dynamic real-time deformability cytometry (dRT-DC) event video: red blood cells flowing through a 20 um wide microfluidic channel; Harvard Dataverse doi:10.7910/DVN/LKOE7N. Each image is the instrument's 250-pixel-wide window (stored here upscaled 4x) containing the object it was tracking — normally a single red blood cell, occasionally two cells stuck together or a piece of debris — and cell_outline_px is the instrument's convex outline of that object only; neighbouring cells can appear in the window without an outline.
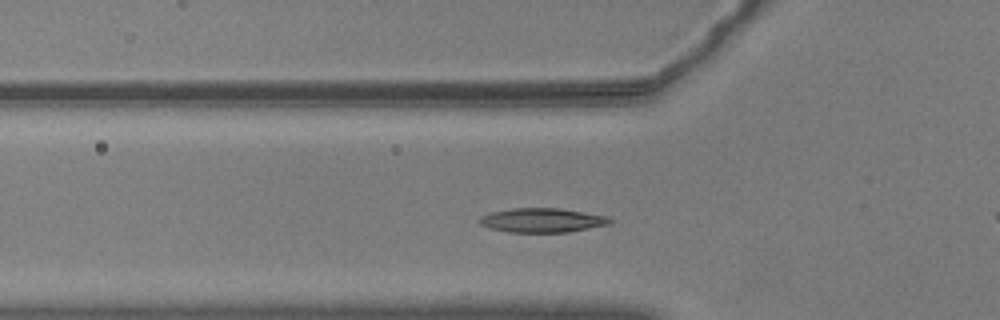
{"species": "common noctule bat (a hibernating species)", "species_latin": "Nyctalus noctula", "temperature_condition": "warm", "stored_images_in_passage": 51, "camera_frame_rate_fps": 3000, "um_per_image_px": 0.085, "animal": {"sex": "male", "body_mass_g": 20.5, "forearm_length_mm": 52.5}, "frame": {"image": 1, "passage_image": 13, "time_ms": 4.0, "image_size_px": [1000, 320], "cell_outline_px": [[612, 224], [568, 232], [508, 232], [492, 228], [480, 224], [476, 220], [480, 216], [492, 212], [512, 208], [560, 208], [608, 216], [612, 220]], "centroid_in_image_um": [46.1, 18.72], "position_along_channel_um": 79.7, "area_um2": 18.5}}
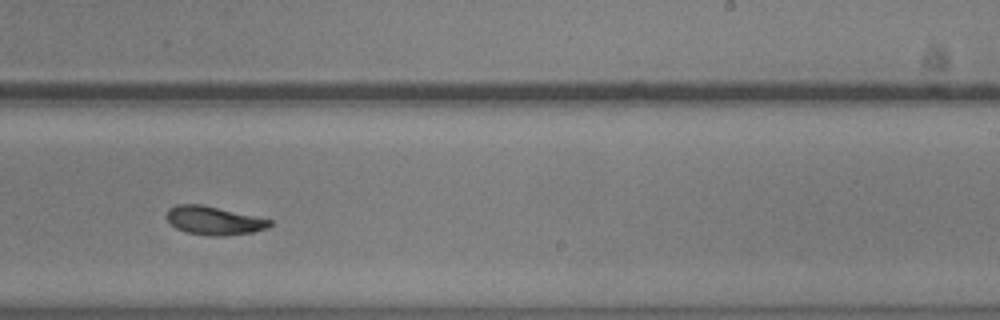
{"frame": {"image": 2, "passage_image": 29, "time_ms": 9.333, "image_size_px": [1000, 320], "cell_outline_px": [[272, 224], [268, 228], [252, 232], [224, 236], [208, 236], [188, 232], [176, 228], [168, 220], [168, 208], [176, 204], [200, 204], [272, 220]], "centroid_in_image_um": [18.19, 18.75], "position_along_channel_um": 270.8, "area_um2": 16.88}}
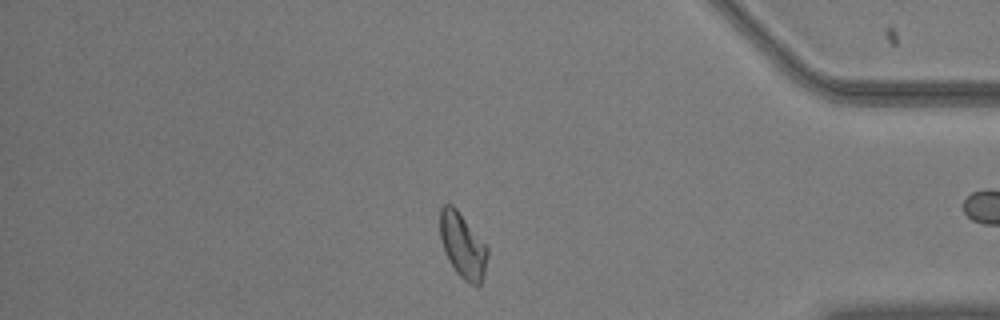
{"frame": {"image": 3, "passage_image": 42, "time_ms": 13.667, "image_size_px": [1000, 320], "cell_outline_px": [[488, 256], [484, 276], [480, 284], [476, 288], [464, 280], [456, 272], [448, 260], [440, 236], [440, 208], [444, 204], [452, 204], [456, 208], [488, 248]], "centroid_in_image_um": [39.34, 20.9], "position_along_channel_um": 395.9, "area_um2": 17.92}, "authors_computed_cell_mechanics": {"area_um2": 17.629, "velocity_mm_per_s": 3.5673, "shape_relaxation_time_tau1_ms": null, "shape_relaxation_time_tau2_ms": 5.5259, "deformation_change_tau1": null, "deformation_change_tau2": 0.1048}}